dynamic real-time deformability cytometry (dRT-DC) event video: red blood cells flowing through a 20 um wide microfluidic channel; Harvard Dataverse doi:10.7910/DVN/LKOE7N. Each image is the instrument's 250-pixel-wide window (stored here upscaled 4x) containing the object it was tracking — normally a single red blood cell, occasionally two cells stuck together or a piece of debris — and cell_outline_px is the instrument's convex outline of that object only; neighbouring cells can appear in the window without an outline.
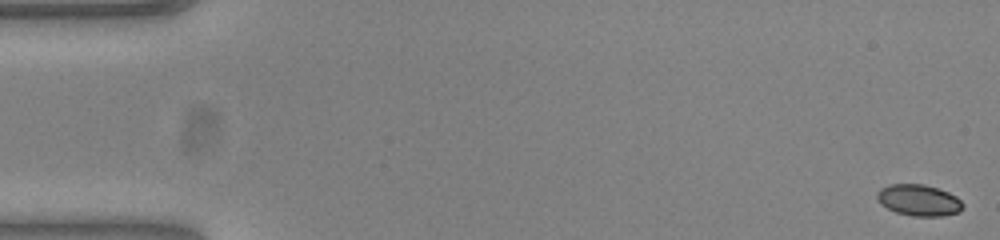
{"species": "common noctule bat (a hibernating species)", "species_latin": "Nyctalus noctula", "temperature_condition": "warm", "stored_images_in_passage": 53, "camera_frame_rate_fps": 3000, "um_per_image_px": 0.085, "animal": {"sex": "female", "body_mass_g": 23.0, "forearm_length_mm": 53.4}, "frame": {"image": 1, "passage_image": 1, "time_ms": 0.0, "image_size_px": [1000, 240], "cell_outline_px": [[964, 208], [960, 212], [944, 216], [912, 216], [896, 212], [880, 204], [876, 196], [876, 192], [880, 188], [888, 184], [924, 184], [948, 192], [956, 196], [964, 204]], "centroid_in_image_um": [78.1, 17.02], "position_along_channel_um": 6.9, "area_um2": 15.84}}
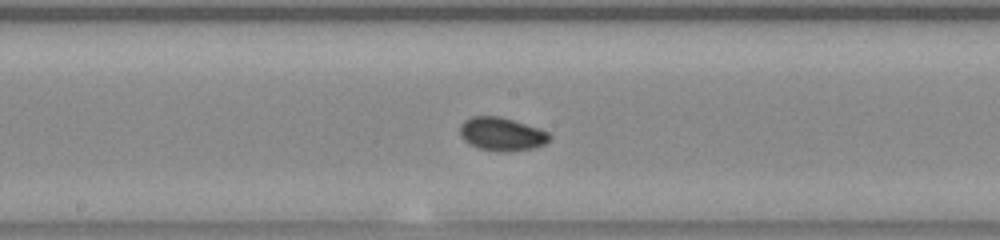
{"frame": {"image": 2, "passage_image": 28, "time_ms": 9.0, "image_size_px": [1000, 240], "cell_outline_px": [[552, 136], [544, 144], [536, 148], [508, 152], [480, 148], [468, 144], [464, 140], [460, 132], [460, 124], [464, 120], [472, 116], [500, 116], [548, 132]], "centroid_in_image_um": [42.63, 11.4], "position_along_channel_um": 205.6, "area_um2": 17.22}}
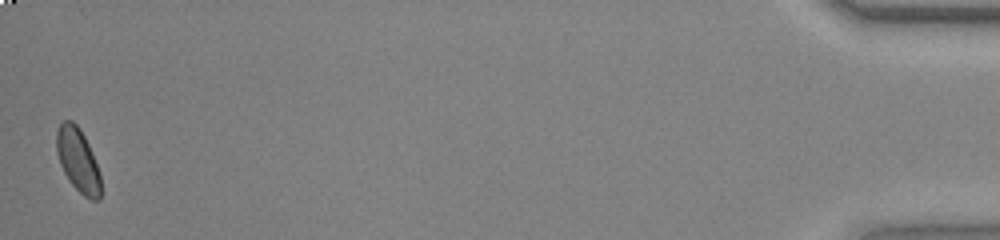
{"frame": {"image": 3, "passage_image": 53, "time_ms": 17.333, "image_size_px": [1000, 240], "cell_outline_px": [[100, 200], [92, 200], [84, 196], [68, 180], [60, 164], [56, 152], [56, 132], [60, 124], [64, 120], [72, 120], [80, 128], [88, 144], [100, 172]], "centroid_in_image_um": [6.61, 13.6], "position_along_channel_um": 428.6, "area_um2": 16.36}, "authors_computed_cell_mechanics": {"area_um2": 16.2996, "velocity_mm_per_s": 3.8492, "shape_relaxation_time_tau1_ms": 2.5051, "shape_relaxation_time_tau2_ms": 6.3456, "deformation_change_tau1": 0.0745, "deformation_change_tau2": 0.0693}}